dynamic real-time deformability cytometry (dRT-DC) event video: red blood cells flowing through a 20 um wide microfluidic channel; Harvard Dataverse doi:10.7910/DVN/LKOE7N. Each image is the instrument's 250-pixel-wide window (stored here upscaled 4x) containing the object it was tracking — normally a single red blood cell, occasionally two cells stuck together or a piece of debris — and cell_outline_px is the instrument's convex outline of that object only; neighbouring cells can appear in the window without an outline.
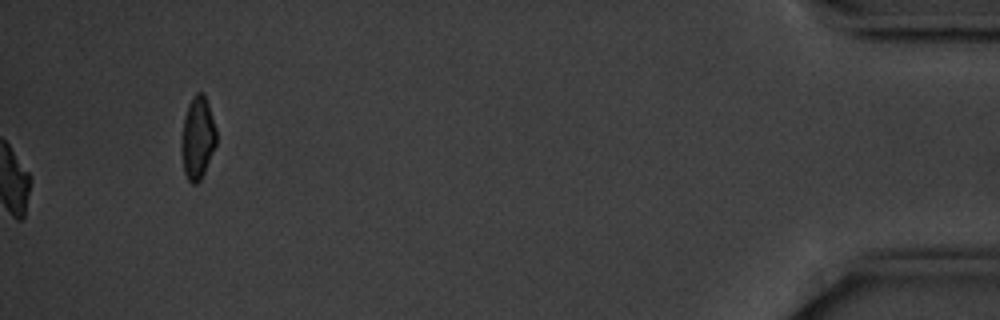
{"species": "common noctule bat (a hibernating species)", "species_latin": "Nyctalus noctula", "temperature_condition": "cold", "stored_images_in_passage": 57, "camera_frame_rate_fps": 3000, "um_per_image_px": 0.085, "animal": {"sex": "male", "body_mass_g": 20.1, "forearm_length_mm": 53.5}, "frame": {"image": 1, "passage_image": 57, "time_ms": 18.667, "image_size_px": [1000, 320], "cell_outline_px": [[216, 144], [204, 172], [200, 180], [196, 184], [192, 184], [188, 180], [184, 172], [180, 152], [180, 140], [184, 116], [188, 104], [192, 96], [196, 92], [204, 92], [216, 128]], "centroid_in_image_um": [16.76, 11.71], "position_along_channel_um": 418.4, "area_um2": 17.05}, "authors_computed_cell_mechanics": {"area_um2": 17.8024, "velocity_mm_per_s": 3.5221, "shape_relaxation_time_tau1_ms": 2.4831, "shape_relaxation_time_tau2_ms": null, "deformation_change_tau1": 0.096, "deformation_change_tau2": null}}